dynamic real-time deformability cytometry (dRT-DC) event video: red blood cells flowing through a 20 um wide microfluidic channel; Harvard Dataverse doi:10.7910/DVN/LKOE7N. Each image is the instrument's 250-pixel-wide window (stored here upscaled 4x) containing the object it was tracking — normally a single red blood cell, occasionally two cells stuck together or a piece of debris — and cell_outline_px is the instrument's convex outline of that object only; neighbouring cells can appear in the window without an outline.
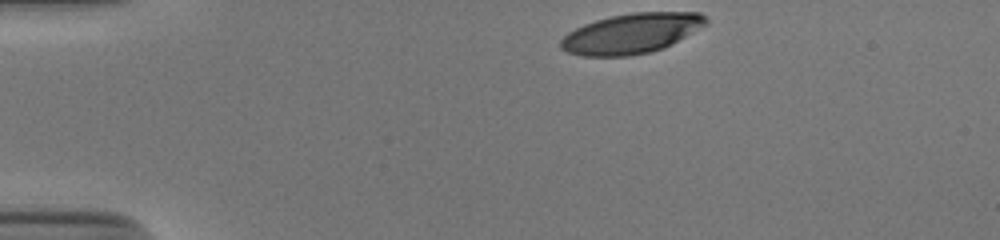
{"species": "human", "species_latin": "Homo sapiens", "temperature_condition": "cold", "stored_images_in_passage": 35, "camera_frame_rate_fps": 3000, "um_per_image_px": 0.085, "donor": {"sex": "male"}, "frame": {"image": 1, "passage_image": 1, "time_ms": 0.0, "image_size_px": [1000, 240], "cell_outline_px": [[708, 24], [672, 44], [664, 48], [648, 52], [628, 56], [584, 56], [568, 52], [560, 48], [560, 40], [568, 32], [584, 24], [596, 20], [612, 16], [632, 12], [700, 12], [708, 20]], "centroid_in_image_um": [53.69, 2.84], "position_along_channel_um": 31.3, "area_um2": 33.87}}
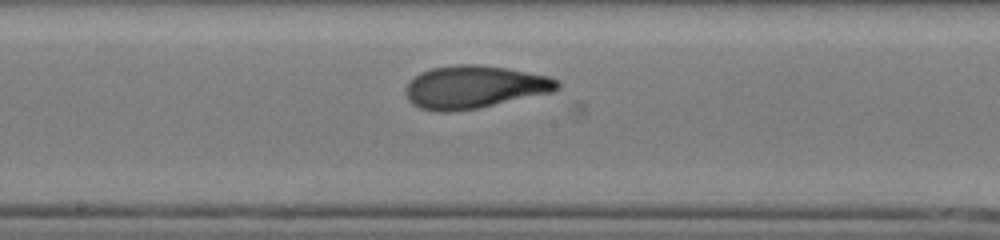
{"frame": {"image": 2, "passage_image": 20, "time_ms": 6.333, "image_size_px": [1000, 240], "cell_outline_px": [[560, 88], [552, 92], [476, 108], [448, 112], [436, 112], [420, 108], [412, 104], [408, 100], [404, 92], [404, 88], [408, 80], [420, 72], [432, 68], [460, 64], [476, 64], [508, 68], [548, 76], [560, 80]], "centroid_in_image_um": [40.28, 7.39], "position_along_channel_um": 207.9, "area_um2": 37.97}}
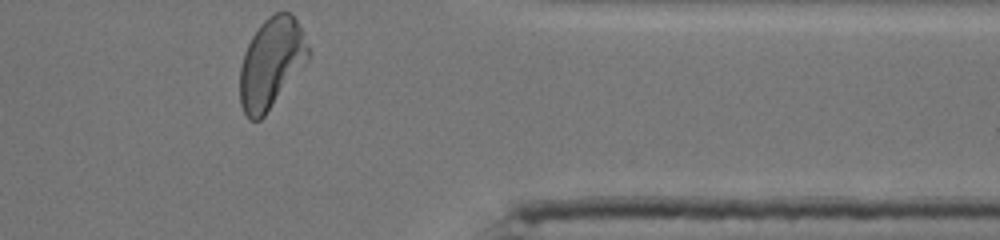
{"frame": {"image": 3, "passage_image": 35, "time_ms": 11.333, "image_size_px": [1000, 240], "cell_outline_px": [[308, 60], [264, 116], [260, 120], [248, 120], [240, 104], [240, 68], [244, 52], [256, 28], [268, 16], [276, 12], [288, 12], [296, 20], [308, 44]], "centroid_in_image_um": [23.03, 5.37], "position_along_channel_um": 388.4, "area_um2": 35.6}, "authors_computed_cell_mechanics": {"area_um2": 36.2984, "velocity_mm_per_s": 3.8568, "shape_relaxation_time_tau1_ms": 5.6756, "shape_relaxation_time_tau2_ms": 1.2423, "deformation_change_tau1": 0.2439, "deformation_change_tau2": 0.0806}}